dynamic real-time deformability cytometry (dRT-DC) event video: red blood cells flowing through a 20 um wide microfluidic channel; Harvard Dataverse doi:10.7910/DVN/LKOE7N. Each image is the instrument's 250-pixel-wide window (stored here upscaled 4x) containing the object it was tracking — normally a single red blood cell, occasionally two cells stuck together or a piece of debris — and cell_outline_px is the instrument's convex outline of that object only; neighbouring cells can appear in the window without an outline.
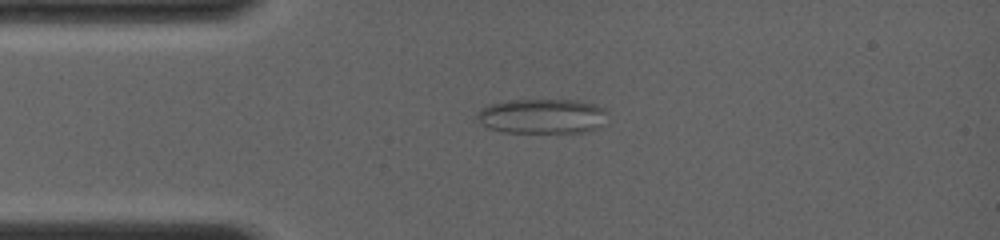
{"species": "common noctule bat (a hibernating species)", "species_latin": "Nyctalus noctula", "temperature_condition": "room temperature", "stored_images_in_passage": 18, "camera_frame_rate_fps": 4000, "um_per_image_px": 0.085, "animal": {"sex": "female", "body_mass_g": 19.0, "forearm_length_mm": 56.7}, "frame": {"image": 1, "passage_image": 1, "time_ms": 0.0, "image_size_px": [1000, 240], "cell_outline_px": [[608, 112], [604, 124], [588, 132], [504, 132], [488, 128], [480, 124], [476, 120], [476, 112], [488, 104], [508, 100], [576, 100], [596, 104], [604, 108]], "centroid_in_image_um": [46.07, 9.87], "position_along_channel_um": 38.9, "area_um2": 26.88}}
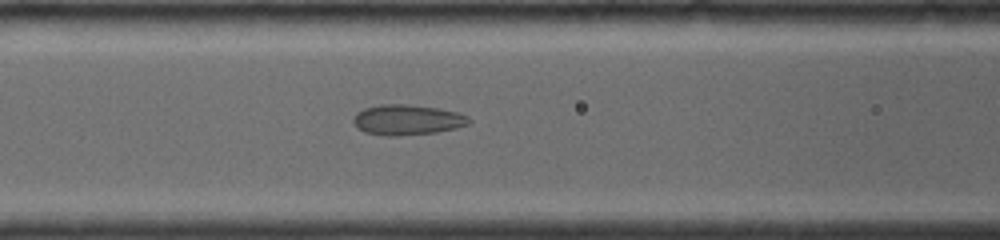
{"frame": {"image": 2, "passage_image": 9, "time_ms": 2.75, "image_size_px": [1000, 240], "cell_outline_px": [[472, 120], [468, 124], [456, 128], [436, 132], [396, 136], [384, 136], [364, 132], [356, 128], [352, 120], [352, 116], [356, 112], [364, 108], [380, 104], [408, 104], [436, 108], [456, 112], [468, 116]], "centroid_in_image_um": [34.56, 10.19], "position_along_channel_um": 132.0, "area_um2": 20.63}}
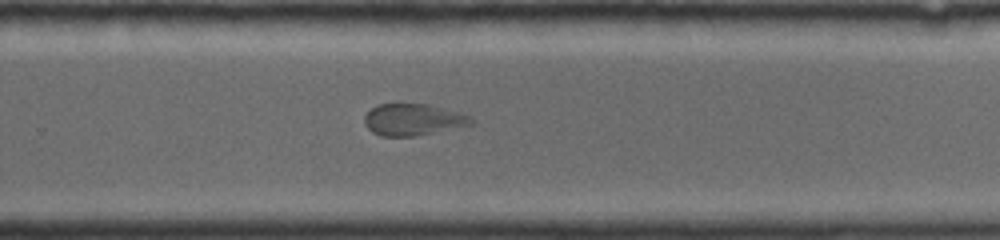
{"frame": {"image": 3, "passage_image": 18, "time_ms": 6.75, "image_size_px": [1000, 240], "cell_outline_px": [[476, 120], [472, 124], [412, 136], [380, 136], [372, 132], [364, 124], [364, 116], [376, 104], [428, 104], [460, 112]], "centroid_in_image_um": [35.07, 10.16], "position_along_channel_um": 294.7, "area_um2": 19.48}}